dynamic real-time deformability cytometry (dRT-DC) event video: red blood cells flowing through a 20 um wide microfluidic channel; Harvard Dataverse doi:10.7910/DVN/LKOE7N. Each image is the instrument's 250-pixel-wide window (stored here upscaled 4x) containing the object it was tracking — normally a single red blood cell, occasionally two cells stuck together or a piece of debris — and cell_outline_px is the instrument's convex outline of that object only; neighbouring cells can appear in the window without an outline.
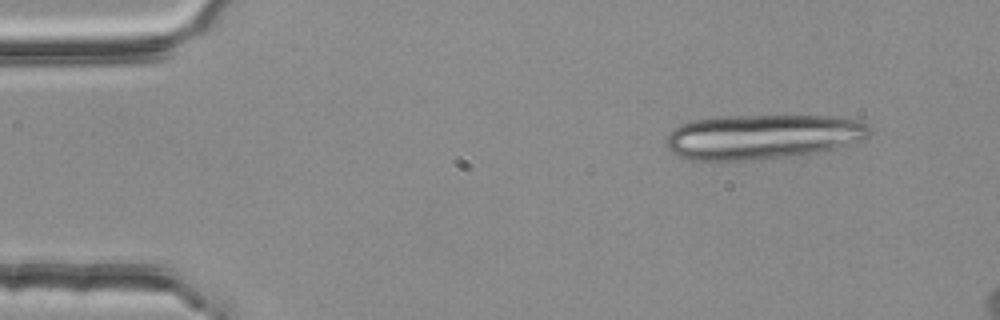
{"species": "common noctule bat (a hibernating species)", "species_latin": "Nyctalus noctula", "temperature_condition": "room temperature", "stored_images_in_passage": 3, "camera_frame_rate_fps": 3000, "um_per_image_px": 0.085, "animal": {"sex": "female", "body_mass_g": 25.1}, "frame": {"image": 1, "passage_image": 1, "time_ms": 0.0, "image_size_px": [1000, 320], "cell_outline_px": [[872, 132], [864, 140], [816, 152], [760, 160], [688, 160], [676, 156], [668, 148], [668, 136], [680, 124], [692, 120], [724, 116], [832, 116], [856, 120], [868, 124]], "centroid_in_image_um": [64.82, 11.62], "position_along_channel_um": 20.2, "area_um2": 52.94}}